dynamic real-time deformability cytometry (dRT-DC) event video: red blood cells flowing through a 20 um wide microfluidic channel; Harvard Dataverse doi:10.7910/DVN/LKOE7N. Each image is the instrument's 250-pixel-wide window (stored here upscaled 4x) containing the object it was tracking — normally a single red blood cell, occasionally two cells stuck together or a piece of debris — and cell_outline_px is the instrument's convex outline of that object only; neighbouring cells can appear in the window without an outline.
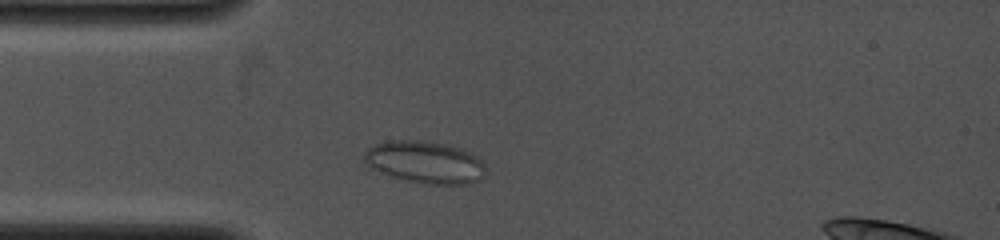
{"species": "common noctule bat (a hibernating species)", "species_latin": "Nyctalus noctula", "temperature_condition": "cold", "stored_images_in_passage": 2, "camera_frame_rate_fps": 4000, "um_per_image_px": 0.085, "animal": {"sex": "female", "body_mass_g": 19.0, "forearm_length_mm": 53.3}, "frame": {"image": 1, "passage_image": 2, "time_ms": 1.0, "image_size_px": [1000, 240], "cell_outline_px": [[484, 176], [480, 180], [472, 184], [424, 184], [404, 180], [388, 176], [368, 168], [364, 160], [364, 152], [368, 148], [376, 144], [388, 140], [420, 140], [448, 144], [472, 152], [484, 164]], "centroid_in_image_um": [36.1, 13.79], "position_along_channel_um": 48.9, "area_um2": 30.4}}